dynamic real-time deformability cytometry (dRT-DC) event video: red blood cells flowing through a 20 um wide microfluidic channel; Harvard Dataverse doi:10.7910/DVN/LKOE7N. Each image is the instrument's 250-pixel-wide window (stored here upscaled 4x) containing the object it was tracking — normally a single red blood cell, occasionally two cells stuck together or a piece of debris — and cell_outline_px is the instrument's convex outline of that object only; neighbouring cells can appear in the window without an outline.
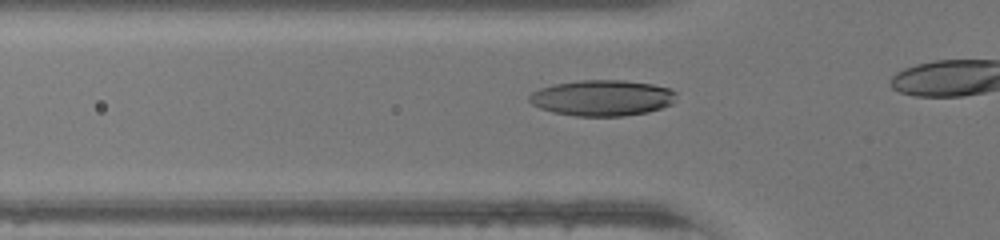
{"species": "human", "species_latin": "Homo sapiens", "temperature_condition": "warm", "stored_images_in_passage": 17, "camera_frame_rate_fps": 3000, "um_per_image_px": 0.085, "donor": {"sex": "female"}, "frame": {"image": 1, "passage_image": 12, "time_ms": 3.667, "image_size_px": [1000, 240], "cell_outline_px": [[676, 92], [672, 104], [648, 112], [624, 116], [576, 116], [552, 112], [540, 108], [532, 104], [528, 100], [528, 96], [532, 92], [540, 88], [552, 84], [580, 80], [624, 80], [652, 84], [668, 88]], "centroid_in_image_um": [51.15, 8.32], "position_along_channel_um": 74.6, "area_um2": 30.81}}
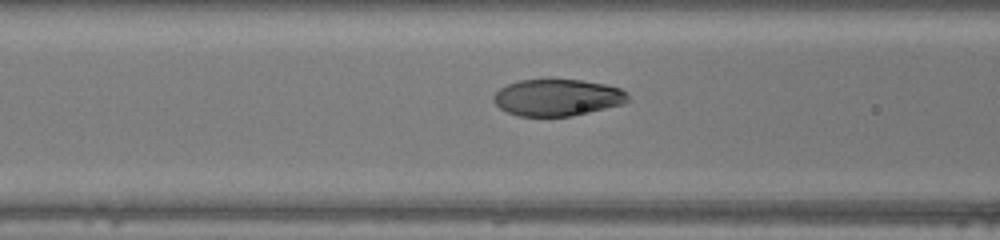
{"frame": {"image": 2, "passage_image": 15, "time_ms": 4.667, "image_size_px": [1000, 240], "cell_outline_px": [[632, 100], [624, 104], [572, 116], [516, 116], [500, 108], [492, 100], [492, 96], [500, 88], [508, 84], [520, 80], [580, 80], [608, 84], [620, 88], [628, 92]], "centroid_in_image_um": [47.43, 8.29], "position_along_channel_um": 119.2, "area_um2": 29.02}}